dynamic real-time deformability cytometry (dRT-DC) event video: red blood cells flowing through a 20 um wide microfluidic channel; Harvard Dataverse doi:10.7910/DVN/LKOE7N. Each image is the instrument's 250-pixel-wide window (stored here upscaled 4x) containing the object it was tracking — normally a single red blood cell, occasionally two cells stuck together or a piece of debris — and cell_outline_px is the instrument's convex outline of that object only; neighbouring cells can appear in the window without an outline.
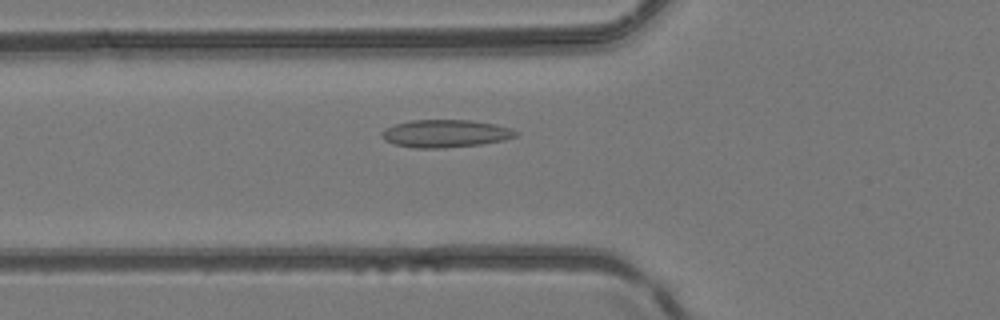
{"species": "common noctule bat (a hibernating species)", "species_latin": "Nyctalus noctula", "temperature_condition": "room temperature", "stored_images_in_passage": 46, "camera_frame_rate_fps": 3000, "um_per_image_px": 0.085, "animal": {"sex": "female", "body_mass_g": 24.6, "forearm_length_mm": 56.2}, "frame": {"image": 1, "passage_image": 17, "time_ms": 5.333, "image_size_px": [1000, 320], "cell_outline_px": [[520, 132], [516, 136], [504, 140], [480, 144], [436, 148], [416, 148], [392, 144], [384, 140], [380, 136], [380, 132], [396, 124], [412, 120], [468, 120], [496, 124], [512, 128]], "centroid_in_image_um": [37.87, 11.35], "position_along_channel_um": 87.9, "area_um2": 21.56}}
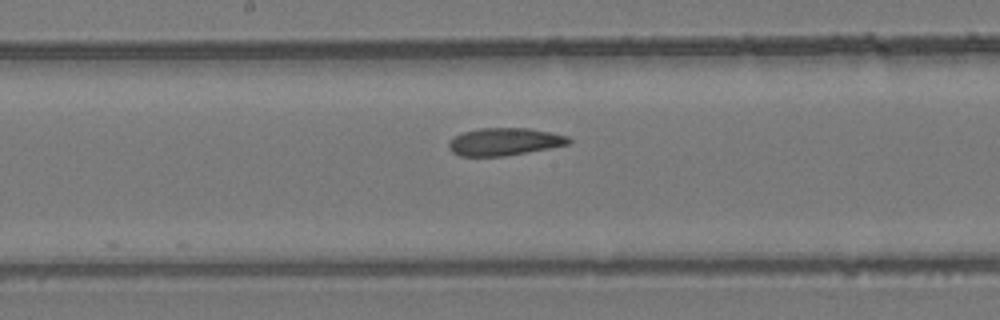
{"frame": {"image": 2, "passage_image": 25, "time_ms": 8.0, "image_size_px": [1000, 320], "cell_outline_px": [[572, 140], [568, 144], [548, 148], [504, 156], [460, 156], [452, 152], [448, 148], [448, 144], [456, 136], [464, 132], [480, 128], [528, 128], [552, 132], [568, 136]], "centroid_in_image_um": [42.88, 12.04], "position_along_channel_um": 205.3, "area_um2": 19.07}}
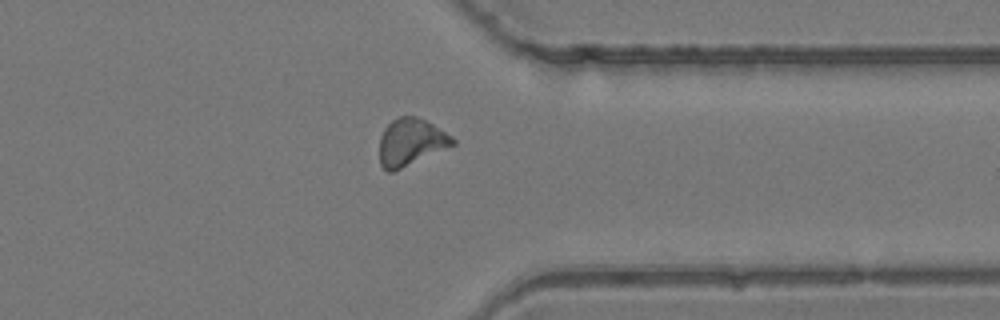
{"frame": {"image": 3, "passage_image": 37, "time_ms": 12.0, "image_size_px": [1000, 320], "cell_outline_px": [[456, 144], [392, 172], [388, 172], [380, 164], [380, 136], [384, 128], [392, 120], [400, 116], [416, 116], [432, 124], [452, 136], [456, 140]], "centroid_in_image_um": [34.91, 12.07], "position_along_channel_um": 376.5, "area_um2": 19.88}}